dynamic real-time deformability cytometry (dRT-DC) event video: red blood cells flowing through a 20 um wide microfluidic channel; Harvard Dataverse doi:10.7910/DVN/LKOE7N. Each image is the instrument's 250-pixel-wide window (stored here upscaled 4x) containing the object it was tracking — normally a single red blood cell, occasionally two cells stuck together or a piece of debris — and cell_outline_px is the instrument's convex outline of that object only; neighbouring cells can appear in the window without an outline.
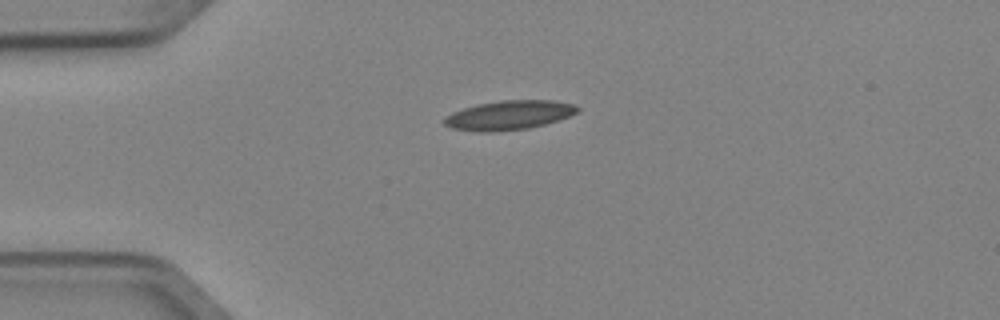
{"species": "Egyptian fruit bat (a non-hibernating species)", "species_latin": "Rousettus aegyptiacus", "temperature_condition": "cold", "stored_images_in_passage": 3, "camera_frame_rate_fps": 3000, "um_per_image_px": 0.085, "animal": {"sex": "female"}, "frame": {"image": 1, "passage_image": 1, "time_ms": 0.0, "image_size_px": [1000, 320], "cell_outline_px": [[580, 112], [560, 120], [528, 128], [492, 132], [476, 132], [452, 128], [444, 124], [444, 116], [452, 112], [476, 104], [500, 100], [556, 100], [572, 104], [580, 108]], "centroid_in_image_um": [43.28, 9.78], "position_along_channel_um": 41.7, "area_um2": 22.95}}
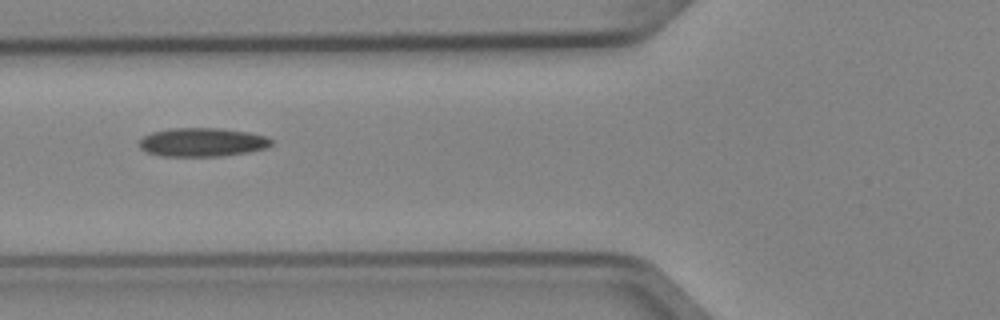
{"frame": {"image": 2, "passage_image": 3, "time_ms": 0.667, "image_size_px": [1000, 320], "cell_outline_px": [[272, 144], [268, 148], [248, 152], [224, 156], [160, 156], [148, 152], [140, 148], [140, 140], [144, 136], [152, 132], [168, 128], [220, 128], [248, 132], [264, 136], [272, 140]], "centroid_in_image_um": [17.2, 12.09], "position_along_channel_um": 108.6, "area_um2": 22.14}}